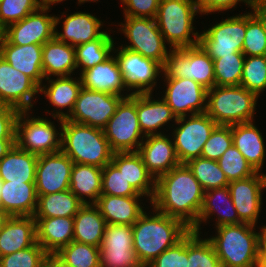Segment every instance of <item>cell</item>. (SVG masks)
Here are the masks:
<instances>
[{"label":"cell","mask_w":266,"mask_h":267,"mask_svg":"<svg viewBox=\"0 0 266 267\" xmlns=\"http://www.w3.org/2000/svg\"><path fill=\"white\" fill-rule=\"evenodd\" d=\"M151 201L155 210L180 219L190 229L198 222L204 191L186 164L155 179Z\"/></svg>","instance_id":"cell-1"},{"label":"cell","mask_w":266,"mask_h":267,"mask_svg":"<svg viewBox=\"0 0 266 267\" xmlns=\"http://www.w3.org/2000/svg\"><path fill=\"white\" fill-rule=\"evenodd\" d=\"M154 211L156 215L151 217L144 212L132 225L133 249L143 267L190 231L180 219Z\"/></svg>","instance_id":"cell-2"},{"label":"cell","mask_w":266,"mask_h":267,"mask_svg":"<svg viewBox=\"0 0 266 267\" xmlns=\"http://www.w3.org/2000/svg\"><path fill=\"white\" fill-rule=\"evenodd\" d=\"M57 119L61 122V151L73 163L103 168L111 162L114 152L103 129Z\"/></svg>","instance_id":"cell-3"},{"label":"cell","mask_w":266,"mask_h":267,"mask_svg":"<svg viewBox=\"0 0 266 267\" xmlns=\"http://www.w3.org/2000/svg\"><path fill=\"white\" fill-rule=\"evenodd\" d=\"M247 223L222 225L218 235L208 239L222 267H260L258 259V233Z\"/></svg>","instance_id":"cell-4"},{"label":"cell","mask_w":266,"mask_h":267,"mask_svg":"<svg viewBox=\"0 0 266 267\" xmlns=\"http://www.w3.org/2000/svg\"><path fill=\"white\" fill-rule=\"evenodd\" d=\"M258 96L241 85L214 86L207 90L206 113L217 125L253 121Z\"/></svg>","instance_id":"cell-5"},{"label":"cell","mask_w":266,"mask_h":267,"mask_svg":"<svg viewBox=\"0 0 266 267\" xmlns=\"http://www.w3.org/2000/svg\"><path fill=\"white\" fill-rule=\"evenodd\" d=\"M197 12V0H160L155 20L170 47L179 49L199 44L200 35L193 33L192 25Z\"/></svg>","instance_id":"cell-6"},{"label":"cell","mask_w":266,"mask_h":267,"mask_svg":"<svg viewBox=\"0 0 266 267\" xmlns=\"http://www.w3.org/2000/svg\"><path fill=\"white\" fill-rule=\"evenodd\" d=\"M161 71L165 78H187L198 82L207 90L215 86L213 59L200 44L172 48Z\"/></svg>","instance_id":"cell-7"},{"label":"cell","mask_w":266,"mask_h":267,"mask_svg":"<svg viewBox=\"0 0 266 267\" xmlns=\"http://www.w3.org/2000/svg\"><path fill=\"white\" fill-rule=\"evenodd\" d=\"M126 96H118L105 92L88 90L81 88L69 115L64 112L53 113V117L66 119L78 124H84L99 129H104L109 119L115 114L120 101Z\"/></svg>","instance_id":"cell-8"},{"label":"cell","mask_w":266,"mask_h":267,"mask_svg":"<svg viewBox=\"0 0 266 267\" xmlns=\"http://www.w3.org/2000/svg\"><path fill=\"white\" fill-rule=\"evenodd\" d=\"M106 139L114 153L138 151L144 133L139 125L136 111V94L124 97L118 104L115 114L103 129ZM143 134L142 140L139 137ZM137 149H134L133 148Z\"/></svg>","instance_id":"cell-9"},{"label":"cell","mask_w":266,"mask_h":267,"mask_svg":"<svg viewBox=\"0 0 266 267\" xmlns=\"http://www.w3.org/2000/svg\"><path fill=\"white\" fill-rule=\"evenodd\" d=\"M26 115L27 111H20L17 116L15 144L38 156L61 151V132L56 133L53 123L43 118L25 120ZM58 134L60 138L57 140Z\"/></svg>","instance_id":"cell-10"},{"label":"cell","mask_w":266,"mask_h":267,"mask_svg":"<svg viewBox=\"0 0 266 267\" xmlns=\"http://www.w3.org/2000/svg\"><path fill=\"white\" fill-rule=\"evenodd\" d=\"M185 119L186 116L177 118L175 122L181 125L174 130L173 143L181 164L201 157L205 143L217 126L206 112L193 114L187 121Z\"/></svg>","instance_id":"cell-11"},{"label":"cell","mask_w":266,"mask_h":267,"mask_svg":"<svg viewBox=\"0 0 266 267\" xmlns=\"http://www.w3.org/2000/svg\"><path fill=\"white\" fill-rule=\"evenodd\" d=\"M125 21V24L121 23L122 31L132 44L124 48L151 58L163 66L169 52L156 20L125 16Z\"/></svg>","instance_id":"cell-12"},{"label":"cell","mask_w":266,"mask_h":267,"mask_svg":"<svg viewBox=\"0 0 266 267\" xmlns=\"http://www.w3.org/2000/svg\"><path fill=\"white\" fill-rule=\"evenodd\" d=\"M246 14L227 18L199 36V44L211 59L242 52Z\"/></svg>","instance_id":"cell-13"},{"label":"cell","mask_w":266,"mask_h":267,"mask_svg":"<svg viewBox=\"0 0 266 267\" xmlns=\"http://www.w3.org/2000/svg\"><path fill=\"white\" fill-rule=\"evenodd\" d=\"M50 7L41 5L19 22L10 24L4 29L3 38L14 45H43L54 38L55 28L59 17L44 14ZM40 11V12H39ZM41 13V14H40Z\"/></svg>","instance_id":"cell-14"},{"label":"cell","mask_w":266,"mask_h":267,"mask_svg":"<svg viewBox=\"0 0 266 267\" xmlns=\"http://www.w3.org/2000/svg\"><path fill=\"white\" fill-rule=\"evenodd\" d=\"M101 267H143L133 249L131 225L106 224L100 246Z\"/></svg>","instance_id":"cell-15"},{"label":"cell","mask_w":266,"mask_h":267,"mask_svg":"<svg viewBox=\"0 0 266 267\" xmlns=\"http://www.w3.org/2000/svg\"><path fill=\"white\" fill-rule=\"evenodd\" d=\"M120 71L122 73L125 88L130 91L135 88L131 94L152 93L156 84L155 80L163 66L141 54L122 47L116 55Z\"/></svg>","instance_id":"cell-16"},{"label":"cell","mask_w":266,"mask_h":267,"mask_svg":"<svg viewBox=\"0 0 266 267\" xmlns=\"http://www.w3.org/2000/svg\"><path fill=\"white\" fill-rule=\"evenodd\" d=\"M73 165V161L62 151L39 155L35 175L37 195L69 190Z\"/></svg>","instance_id":"cell-17"},{"label":"cell","mask_w":266,"mask_h":267,"mask_svg":"<svg viewBox=\"0 0 266 267\" xmlns=\"http://www.w3.org/2000/svg\"><path fill=\"white\" fill-rule=\"evenodd\" d=\"M39 86L27 75L17 71L0 56V105L29 111Z\"/></svg>","instance_id":"cell-18"},{"label":"cell","mask_w":266,"mask_h":267,"mask_svg":"<svg viewBox=\"0 0 266 267\" xmlns=\"http://www.w3.org/2000/svg\"><path fill=\"white\" fill-rule=\"evenodd\" d=\"M166 80L167 88L163 99L177 118L186 116L187 112H192L191 115L206 112L207 104L203 103L207 101V89L204 86L187 78Z\"/></svg>","instance_id":"cell-19"},{"label":"cell","mask_w":266,"mask_h":267,"mask_svg":"<svg viewBox=\"0 0 266 267\" xmlns=\"http://www.w3.org/2000/svg\"><path fill=\"white\" fill-rule=\"evenodd\" d=\"M228 187L239 220L255 226L262 203L261 190L266 188V174L256 172L248 178L231 181Z\"/></svg>","instance_id":"cell-20"},{"label":"cell","mask_w":266,"mask_h":267,"mask_svg":"<svg viewBox=\"0 0 266 267\" xmlns=\"http://www.w3.org/2000/svg\"><path fill=\"white\" fill-rule=\"evenodd\" d=\"M145 137L146 141L141 143L137 152L154 179L181 164L177 157L174 143L165 135L154 134Z\"/></svg>","instance_id":"cell-21"},{"label":"cell","mask_w":266,"mask_h":267,"mask_svg":"<svg viewBox=\"0 0 266 267\" xmlns=\"http://www.w3.org/2000/svg\"><path fill=\"white\" fill-rule=\"evenodd\" d=\"M43 45H14L4 38L0 43V56L17 71L31 78L39 87L44 79L42 70Z\"/></svg>","instance_id":"cell-22"},{"label":"cell","mask_w":266,"mask_h":267,"mask_svg":"<svg viewBox=\"0 0 266 267\" xmlns=\"http://www.w3.org/2000/svg\"><path fill=\"white\" fill-rule=\"evenodd\" d=\"M37 200L35 182L2 181L0 209L10 216H34Z\"/></svg>","instance_id":"cell-23"},{"label":"cell","mask_w":266,"mask_h":267,"mask_svg":"<svg viewBox=\"0 0 266 267\" xmlns=\"http://www.w3.org/2000/svg\"><path fill=\"white\" fill-rule=\"evenodd\" d=\"M37 242L33 216H10L0 231V257L31 247Z\"/></svg>","instance_id":"cell-24"},{"label":"cell","mask_w":266,"mask_h":267,"mask_svg":"<svg viewBox=\"0 0 266 267\" xmlns=\"http://www.w3.org/2000/svg\"><path fill=\"white\" fill-rule=\"evenodd\" d=\"M82 87L88 90L121 95L125 88L124 79L116 57L110 56L104 62L85 70L80 75Z\"/></svg>","instance_id":"cell-25"},{"label":"cell","mask_w":266,"mask_h":267,"mask_svg":"<svg viewBox=\"0 0 266 267\" xmlns=\"http://www.w3.org/2000/svg\"><path fill=\"white\" fill-rule=\"evenodd\" d=\"M111 162L123 173L126 180L138 194L150 196V202L152 201L156 180L148 172L137 151L114 153ZM149 185H152V187Z\"/></svg>","instance_id":"cell-26"},{"label":"cell","mask_w":266,"mask_h":267,"mask_svg":"<svg viewBox=\"0 0 266 267\" xmlns=\"http://www.w3.org/2000/svg\"><path fill=\"white\" fill-rule=\"evenodd\" d=\"M37 242L49 254L58 253L73 241V217L35 218Z\"/></svg>","instance_id":"cell-27"},{"label":"cell","mask_w":266,"mask_h":267,"mask_svg":"<svg viewBox=\"0 0 266 267\" xmlns=\"http://www.w3.org/2000/svg\"><path fill=\"white\" fill-rule=\"evenodd\" d=\"M142 196H112L101 194L95 205L106 224L133 225L144 213L139 198Z\"/></svg>","instance_id":"cell-28"},{"label":"cell","mask_w":266,"mask_h":267,"mask_svg":"<svg viewBox=\"0 0 266 267\" xmlns=\"http://www.w3.org/2000/svg\"><path fill=\"white\" fill-rule=\"evenodd\" d=\"M63 33L55 30L54 37L64 43L71 41L73 47L96 40L106 31H99L101 21L89 13L77 12L67 16L63 22Z\"/></svg>","instance_id":"cell-29"},{"label":"cell","mask_w":266,"mask_h":267,"mask_svg":"<svg viewBox=\"0 0 266 267\" xmlns=\"http://www.w3.org/2000/svg\"><path fill=\"white\" fill-rule=\"evenodd\" d=\"M42 56L43 75L47 80L51 75L71 76V73L77 68L75 47L61 42L55 37L43 44Z\"/></svg>","instance_id":"cell-30"},{"label":"cell","mask_w":266,"mask_h":267,"mask_svg":"<svg viewBox=\"0 0 266 267\" xmlns=\"http://www.w3.org/2000/svg\"><path fill=\"white\" fill-rule=\"evenodd\" d=\"M233 145L256 172L261 170L265 147L261 133L253 122L231 125Z\"/></svg>","instance_id":"cell-31"},{"label":"cell","mask_w":266,"mask_h":267,"mask_svg":"<svg viewBox=\"0 0 266 267\" xmlns=\"http://www.w3.org/2000/svg\"><path fill=\"white\" fill-rule=\"evenodd\" d=\"M73 218V240L100 248L106 221L99 208L95 204H84Z\"/></svg>","instance_id":"cell-32"},{"label":"cell","mask_w":266,"mask_h":267,"mask_svg":"<svg viewBox=\"0 0 266 267\" xmlns=\"http://www.w3.org/2000/svg\"><path fill=\"white\" fill-rule=\"evenodd\" d=\"M38 155L20 149L16 144L0 160V179L12 182H35Z\"/></svg>","instance_id":"cell-33"},{"label":"cell","mask_w":266,"mask_h":267,"mask_svg":"<svg viewBox=\"0 0 266 267\" xmlns=\"http://www.w3.org/2000/svg\"><path fill=\"white\" fill-rule=\"evenodd\" d=\"M151 99V93L136 94V111L140 128L145 136L161 134L154 131H157V128L162 127L172 118L177 120L163 98L161 100Z\"/></svg>","instance_id":"cell-34"},{"label":"cell","mask_w":266,"mask_h":267,"mask_svg":"<svg viewBox=\"0 0 266 267\" xmlns=\"http://www.w3.org/2000/svg\"><path fill=\"white\" fill-rule=\"evenodd\" d=\"M69 190L84 204L90 202L84 200L83 195L92 200L91 204H95L101 195L102 190V168L74 163L71 176Z\"/></svg>","instance_id":"cell-35"},{"label":"cell","mask_w":266,"mask_h":267,"mask_svg":"<svg viewBox=\"0 0 266 267\" xmlns=\"http://www.w3.org/2000/svg\"><path fill=\"white\" fill-rule=\"evenodd\" d=\"M214 199L215 200L218 199V201H223L225 202L224 204L228 202L225 205L226 207L223 208L224 211L222 210L221 212L222 214H220V211H218V208L220 207H216L217 204L215 205V203L213 202ZM215 211L219 212L216 227H219L222 225H232V224L242 223L239 220L238 213L233 204L229 187L224 186L220 188L207 190L204 192L203 204H202V207L199 213L198 222L190 230L195 231L199 234V229H200L199 227H200L202 220L206 221L207 218H209V216L213 214L212 212H215Z\"/></svg>","instance_id":"cell-36"},{"label":"cell","mask_w":266,"mask_h":267,"mask_svg":"<svg viewBox=\"0 0 266 267\" xmlns=\"http://www.w3.org/2000/svg\"><path fill=\"white\" fill-rule=\"evenodd\" d=\"M37 196L34 218L74 217L84 205L70 190Z\"/></svg>","instance_id":"cell-37"},{"label":"cell","mask_w":266,"mask_h":267,"mask_svg":"<svg viewBox=\"0 0 266 267\" xmlns=\"http://www.w3.org/2000/svg\"><path fill=\"white\" fill-rule=\"evenodd\" d=\"M113 38L104 33L96 40L78 45L75 47L76 66H82V73L93 68L95 65L104 62L110 57V52L114 49Z\"/></svg>","instance_id":"cell-38"},{"label":"cell","mask_w":266,"mask_h":267,"mask_svg":"<svg viewBox=\"0 0 266 267\" xmlns=\"http://www.w3.org/2000/svg\"><path fill=\"white\" fill-rule=\"evenodd\" d=\"M80 80H73L70 76L57 77L56 80H49L50 86L46 89L45 86L39 87V92H43L47 99L57 108L69 107V114L73 110L80 89L82 88Z\"/></svg>","instance_id":"cell-39"},{"label":"cell","mask_w":266,"mask_h":267,"mask_svg":"<svg viewBox=\"0 0 266 267\" xmlns=\"http://www.w3.org/2000/svg\"><path fill=\"white\" fill-rule=\"evenodd\" d=\"M186 165L192 171L204 192L228 186L230 183L216 160L198 157L189 160Z\"/></svg>","instance_id":"cell-40"},{"label":"cell","mask_w":266,"mask_h":267,"mask_svg":"<svg viewBox=\"0 0 266 267\" xmlns=\"http://www.w3.org/2000/svg\"><path fill=\"white\" fill-rule=\"evenodd\" d=\"M187 267H222L212 243L200 240L199 234L192 230L188 232Z\"/></svg>","instance_id":"cell-41"},{"label":"cell","mask_w":266,"mask_h":267,"mask_svg":"<svg viewBox=\"0 0 266 267\" xmlns=\"http://www.w3.org/2000/svg\"><path fill=\"white\" fill-rule=\"evenodd\" d=\"M244 59L245 56L242 52L213 59L215 85H240Z\"/></svg>","instance_id":"cell-42"},{"label":"cell","mask_w":266,"mask_h":267,"mask_svg":"<svg viewBox=\"0 0 266 267\" xmlns=\"http://www.w3.org/2000/svg\"><path fill=\"white\" fill-rule=\"evenodd\" d=\"M56 254L72 267H101L100 248L90 244L73 240Z\"/></svg>","instance_id":"cell-43"},{"label":"cell","mask_w":266,"mask_h":267,"mask_svg":"<svg viewBox=\"0 0 266 267\" xmlns=\"http://www.w3.org/2000/svg\"><path fill=\"white\" fill-rule=\"evenodd\" d=\"M240 85L257 96L266 88V55L244 59Z\"/></svg>","instance_id":"cell-44"},{"label":"cell","mask_w":266,"mask_h":267,"mask_svg":"<svg viewBox=\"0 0 266 267\" xmlns=\"http://www.w3.org/2000/svg\"><path fill=\"white\" fill-rule=\"evenodd\" d=\"M217 162L229 182L245 179L256 173L234 145H231Z\"/></svg>","instance_id":"cell-45"},{"label":"cell","mask_w":266,"mask_h":267,"mask_svg":"<svg viewBox=\"0 0 266 267\" xmlns=\"http://www.w3.org/2000/svg\"><path fill=\"white\" fill-rule=\"evenodd\" d=\"M246 57L266 55V33L262 23L253 13L246 14V33L242 46Z\"/></svg>","instance_id":"cell-46"},{"label":"cell","mask_w":266,"mask_h":267,"mask_svg":"<svg viewBox=\"0 0 266 267\" xmlns=\"http://www.w3.org/2000/svg\"><path fill=\"white\" fill-rule=\"evenodd\" d=\"M101 194L112 196H142L135 191L123 173L112 162L102 168Z\"/></svg>","instance_id":"cell-47"},{"label":"cell","mask_w":266,"mask_h":267,"mask_svg":"<svg viewBox=\"0 0 266 267\" xmlns=\"http://www.w3.org/2000/svg\"><path fill=\"white\" fill-rule=\"evenodd\" d=\"M40 0H3L0 2V26L5 29L41 7Z\"/></svg>","instance_id":"cell-48"},{"label":"cell","mask_w":266,"mask_h":267,"mask_svg":"<svg viewBox=\"0 0 266 267\" xmlns=\"http://www.w3.org/2000/svg\"><path fill=\"white\" fill-rule=\"evenodd\" d=\"M49 254L36 242L31 247L0 257V267H41Z\"/></svg>","instance_id":"cell-49"},{"label":"cell","mask_w":266,"mask_h":267,"mask_svg":"<svg viewBox=\"0 0 266 267\" xmlns=\"http://www.w3.org/2000/svg\"><path fill=\"white\" fill-rule=\"evenodd\" d=\"M231 145V125H217L205 143L201 157L217 161Z\"/></svg>","instance_id":"cell-50"},{"label":"cell","mask_w":266,"mask_h":267,"mask_svg":"<svg viewBox=\"0 0 266 267\" xmlns=\"http://www.w3.org/2000/svg\"><path fill=\"white\" fill-rule=\"evenodd\" d=\"M188 233L174 246L163 251L146 267H187Z\"/></svg>","instance_id":"cell-51"},{"label":"cell","mask_w":266,"mask_h":267,"mask_svg":"<svg viewBox=\"0 0 266 267\" xmlns=\"http://www.w3.org/2000/svg\"><path fill=\"white\" fill-rule=\"evenodd\" d=\"M125 7V16L155 19L160 0H121Z\"/></svg>","instance_id":"cell-52"},{"label":"cell","mask_w":266,"mask_h":267,"mask_svg":"<svg viewBox=\"0 0 266 267\" xmlns=\"http://www.w3.org/2000/svg\"><path fill=\"white\" fill-rule=\"evenodd\" d=\"M19 110L7 105H0V139H15L16 119Z\"/></svg>","instance_id":"cell-53"},{"label":"cell","mask_w":266,"mask_h":267,"mask_svg":"<svg viewBox=\"0 0 266 267\" xmlns=\"http://www.w3.org/2000/svg\"><path fill=\"white\" fill-rule=\"evenodd\" d=\"M239 1L246 2L250 7L253 6L254 0H197L199 12L210 13L215 11H225L233 8Z\"/></svg>","instance_id":"cell-54"},{"label":"cell","mask_w":266,"mask_h":267,"mask_svg":"<svg viewBox=\"0 0 266 267\" xmlns=\"http://www.w3.org/2000/svg\"><path fill=\"white\" fill-rule=\"evenodd\" d=\"M252 9L254 11L253 14L262 23L266 33V0H254Z\"/></svg>","instance_id":"cell-55"},{"label":"cell","mask_w":266,"mask_h":267,"mask_svg":"<svg viewBox=\"0 0 266 267\" xmlns=\"http://www.w3.org/2000/svg\"><path fill=\"white\" fill-rule=\"evenodd\" d=\"M258 259L262 267L266 263V226L258 233Z\"/></svg>","instance_id":"cell-56"},{"label":"cell","mask_w":266,"mask_h":267,"mask_svg":"<svg viewBox=\"0 0 266 267\" xmlns=\"http://www.w3.org/2000/svg\"><path fill=\"white\" fill-rule=\"evenodd\" d=\"M15 145V139H0V160L11 150Z\"/></svg>","instance_id":"cell-57"},{"label":"cell","mask_w":266,"mask_h":267,"mask_svg":"<svg viewBox=\"0 0 266 267\" xmlns=\"http://www.w3.org/2000/svg\"><path fill=\"white\" fill-rule=\"evenodd\" d=\"M41 267H60V257L57 254L48 255Z\"/></svg>","instance_id":"cell-58"},{"label":"cell","mask_w":266,"mask_h":267,"mask_svg":"<svg viewBox=\"0 0 266 267\" xmlns=\"http://www.w3.org/2000/svg\"><path fill=\"white\" fill-rule=\"evenodd\" d=\"M10 218V215L0 209V231L4 227L7 220Z\"/></svg>","instance_id":"cell-59"},{"label":"cell","mask_w":266,"mask_h":267,"mask_svg":"<svg viewBox=\"0 0 266 267\" xmlns=\"http://www.w3.org/2000/svg\"><path fill=\"white\" fill-rule=\"evenodd\" d=\"M42 5L50 6V4H55L58 2H62L63 0H40Z\"/></svg>","instance_id":"cell-60"},{"label":"cell","mask_w":266,"mask_h":267,"mask_svg":"<svg viewBox=\"0 0 266 267\" xmlns=\"http://www.w3.org/2000/svg\"><path fill=\"white\" fill-rule=\"evenodd\" d=\"M60 267H72L71 265H68L60 258Z\"/></svg>","instance_id":"cell-61"},{"label":"cell","mask_w":266,"mask_h":267,"mask_svg":"<svg viewBox=\"0 0 266 267\" xmlns=\"http://www.w3.org/2000/svg\"><path fill=\"white\" fill-rule=\"evenodd\" d=\"M3 33H4V29L0 26V43L2 42V39H3Z\"/></svg>","instance_id":"cell-62"},{"label":"cell","mask_w":266,"mask_h":267,"mask_svg":"<svg viewBox=\"0 0 266 267\" xmlns=\"http://www.w3.org/2000/svg\"><path fill=\"white\" fill-rule=\"evenodd\" d=\"M86 1H98V0H78V3H83V2H86Z\"/></svg>","instance_id":"cell-63"},{"label":"cell","mask_w":266,"mask_h":267,"mask_svg":"<svg viewBox=\"0 0 266 267\" xmlns=\"http://www.w3.org/2000/svg\"><path fill=\"white\" fill-rule=\"evenodd\" d=\"M1 188H2V180L0 179V192H1Z\"/></svg>","instance_id":"cell-64"}]
</instances>
